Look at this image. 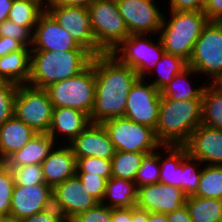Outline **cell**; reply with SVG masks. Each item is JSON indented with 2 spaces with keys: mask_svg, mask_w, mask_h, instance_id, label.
<instances>
[{
  "mask_svg": "<svg viewBox=\"0 0 222 222\" xmlns=\"http://www.w3.org/2000/svg\"><path fill=\"white\" fill-rule=\"evenodd\" d=\"M14 185L11 169L5 163H2L0 165V219H10Z\"/></svg>",
  "mask_w": 222,
  "mask_h": 222,
  "instance_id": "obj_36",
  "label": "cell"
},
{
  "mask_svg": "<svg viewBox=\"0 0 222 222\" xmlns=\"http://www.w3.org/2000/svg\"><path fill=\"white\" fill-rule=\"evenodd\" d=\"M83 186L98 201L102 202L105 196L107 179L99 175H89V173H76Z\"/></svg>",
  "mask_w": 222,
  "mask_h": 222,
  "instance_id": "obj_42",
  "label": "cell"
},
{
  "mask_svg": "<svg viewBox=\"0 0 222 222\" xmlns=\"http://www.w3.org/2000/svg\"><path fill=\"white\" fill-rule=\"evenodd\" d=\"M97 203L98 201L88 192L77 176L53 188V207L68 221L91 209Z\"/></svg>",
  "mask_w": 222,
  "mask_h": 222,
  "instance_id": "obj_16",
  "label": "cell"
},
{
  "mask_svg": "<svg viewBox=\"0 0 222 222\" xmlns=\"http://www.w3.org/2000/svg\"><path fill=\"white\" fill-rule=\"evenodd\" d=\"M85 49L45 10L32 34L31 51H62Z\"/></svg>",
  "mask_w": 222,
  "mask_h": 222,
  "instance_id": "obj_17",
  "label": "cell"
},
{
  "mask_svg": "<svg viewBox=\"0 0 222 222\" xmlns=\"http://www.w3.org/2000/svg\"><path fill=\"white\" fill-rule=\"evenodd\" d=\"M202 124V100H169L161 97L155 134L163 145L184 146Z\"/></svg>",
  "mask_w": 222,
  "mask_h": 222,
  "instance_id": "obj_3",
  "label": "cell"
},
{
  "mask_svg": "<svg viewBox=\"0 0 222 222\" xmlns=\"http://www.w3.org/2000/svg\"><path fill=\"white\" fill-rule=\"evenodd\" d=\"M137 192L138 189L134 181L111 177L107 180L102 203L112 209L135 207Z\"/></svg>",
  "mask_w": 222,
  "mask_h": 222,
  "instance_id": "obj_25",
  "label": "cell"
},
{
  "mask_svg": "<svg viewBox=\"0 0 222 222\" xmlns=\"http://www.w3.org/2000/svg\"><path fill=\"white\" fill-rule=\"evenodd\" d=\"M13 0H0V23L8 19Z\"/></svg>",
  "mask_w": 222,
  "mask_h": 222,
  "instance_id": "obj_50",
  "label": "cell"
},
{
  "mask_svg": "<svg viewBox=\"0 0 222 222\" xmlns=\"http://www.w3.org/2000/svg\"><path fill=\"white\" fill-rule=\"evenodd\" d=\"M147 153L115 151L112 157V177L134 181Z\"/></svg>",
  "mask_w": 222,
  "mask_h": 222,
  "instance_id": "obj_32",
  "label": "cell"
},
{
  "mask_svg": "<svg viewBox=\"0 0 222 222\" xmlns=\"http://www.w3.org/2000/svg\"><path fill=\"white\" fill-rule=\"evenodd\" d=\"M36 134L33 128L15 116L0 125V160L4 163L13 153L22 149Z\"/></svg>",
  "mask_w": 222,
  "mask_h": 222,
  "instance_id": "obj_22",
  "label": "cell"
},
{
  "mask_svg": "<svg viewBox=\"0 0 222 222\" xmlns=\"http://www.w3.org/2000/svg\"><path fill=\"white\" fill-rule=\"evenodd\" d=\"M184 146L188 154L202 164L222 166V130L201 124Z\"/></svg>",
  "mask_w": 222,
  "mask_h": 222,
  "instance_id": "obj_19",
  "label": "cell"
},
{
  "mask_svg": "<svg viewBox=\"0 0 222 222\" xmlns=\"http://www.w3.org/2000/svg\"><path fill=\"white\" fill-rule=\"evenodd\" d=\"M93 59L86 49L62 51H31L28 85L45 89L49 85L77 76Z\"/></svg>",
  "mask_w": 222,
  "mask_h": 222,
  "instance_id": "obj_2",
  "label": "cell"
},
{
  "mask_svg": "<svg viewBox=\"0 0 222 222\" xmlns=\"http://www.w3.org/2000/svg\"><path fill=\"white\" fill-rule=\"evenodd\" d=\"M186 206L192 222H220L222 216L220 199L190 195L187 197Z\"/></svg>",
  "mask_w": 222,
  "mask_h": 222,
  "instance_id": "obj_29",
  "label": "cell"
},
{
  "mask_svg": "<svg viewBox=\"0 0 222 222\" xmlns=\"http://www.w3.org/2000/svg\"><path fill=\"white\" fill-rule=\"evenodd\" d=\"M155 0H120L117 7L125 20L129 34H153L158 36L163 14ZM156 33V34H155Z\"/></svg>",
  "mask_w": 222,
  "mask_h": 222,
  "instance_id": "obj_13",
  "label": "cell"
},
{
  "mask_svg": "<svg viewBox=\"0 0 222 222\" xmlns=\"http://www.w3.org/2000/svg\"><path fill=\"white\" fill-rule=\"evenodd\" d=\"M112 208L102 202H98L94 207L75 216L70 222H111Z\"/></svg>",
  "mask_w": 222,
  "mask_h": 222,
  "instance_id": "obj_41",
  "label": "cell"
},
{
  "mask_svg": "<svg viewBox=\"0 0 222 222\" xmlns=\"http://www.w3.org/2000/svg\"><path fill=\"white\" fill-rule=\"evenodd\" d=\"M45 90L54 108L70 107L90 117L96 95L94 56L91 64L77 76L55 82Z\"/></svg>",
  "mask_w": 222,
  "mask_h": 222,
  "instance_id": "obj_5",
  "label": "cell"
},
{
  "mask_svg": "<svg viewBox=\"0 0 222 222\" xmlns=\"http://www.w3.org/2000/svg\"><path fill=\"white\" fill-rule=\"evenodd\" d=\"M53 207V188L46 183L29 186L14 185L10 219H22Z\"/></svg>",
  "mask_w": 222,
  "mask_h": 222,
  "instance_id": "obj_14",
  "label": "cell"
},
{
  "mask_svg": "<svg viewBox=\"0 0 222 222\" xmlns=\"http://www.w3.org/2000/svg\"><path fill=\"white\" fill-rule=\"evenodd\" d=\"M203 12L208 21L222 22V0H206Z\"/></svg>",
  "mask_w": 222,
  "mask_h": 222,
  "instance_id": "obj_45",
  "label": "cell"
},
{
  "mask_svg": "<svg viewBox=\"0 0 222 222\" xmlns=\"http://www.w3.org/2000/svg\"><path fill=\"white\" fill-rule=\"evenodd\" d=\"M19 222H68V220L55 207H51Z\"/></svg>",
  "mask_w": 222,
  "mask_h": 222,
  "instance_id": "obj_43",
  "label": "cell"
},
{
  "mask_svg": "<svg viewBox=\"0 0 222 222\" xmlns=\"http://www.w3.org/2000/svg\"><path fill=\"white\" fill-rule=\"evenodd\" d=\"M8 167L12 171L14 183L19 186H32L35 184L45 183L40 164Z\"/></svg>",
  "mask_w": 222,
  "mask_h": 222,
  "instance_id": "obj_38",
  "label": "cell"
},
{
  "mask_svg": "<svg viewBox=\"0 0 222 222\" xmlns=\"http://www.w3.org/2000/svg\"><path fill=\"white\" fill-rule=\"evenodd\" d=\"M94 72L96 95L91 123L102 124L111 118L124 117L127 97L138 74L111 53L94 56Z\"/></svg>",
  "mask_w": 222,
  "mask_h": 222,
  "instance_id": "obj_1",
  "label": "cell"
},
{
  "mask_svg": "<svg viewBox=\"0 0 222 222\" xmlns=\"http://www.w3.org/2000/svg\"><path fill=\"white\" fill-rule=\"evenodd\" d=\"M31 47L0 57V81H9L17 85L28 84L30 78Z\"/></svg>",
  "mask_w": 222,
  "mask_h": 222,
  "instance_id": "obj_24",
  "label": "cell"
},
{
  "mask_svg": "<svg viewBox=\"0 0 222 222\" xmlns=\"http://www.w3.org/2000/svg\"><path fill=\"white\" fill-rule=\"evenodd\" d=\"M169 222H192L190 212L186 204L173 212L166 214Z\"/></svg>",
  "mask_w": 222,
  "mask_h": 222,
  "instance_id": "obj_47",
  "label": "cell"
},
{
  "mask_svg": "<svg viewBox=\"0 0 222 222\" xmlns=\"http://www.w3.org/2000/svg\"><path fill=\"white\" fill-rule=\"evenodd\" d=\"M54 106L45 89L18 85L14 103V116L37 133H48Z\"/></svg>",
  "mask_w": 222,
  "mask_h": 222,
  "instance_id": "obj_10",
  "label": "cell"
},
{
  "mask_svg": "<svg viewBox=\"0 0 222 222\" xmlns=\"http://www.w3.org/2000/svg\"><path fill=\"white\" fill-rule=\"evenodd\" d=\"M134 182L137 189L160 182V152L158 150L144 156Z\"/></svg>",
  "mask_w": 222,
  "mask_h": 222,
  "instance_id": "obj_34",
  "label": "cell"
},
{
  "mask_svg": "<svg viewBox=\"0 0 222 222\" xmlns=\"http://www.w3.org/2000/svg\"><path fill=\"white\" fill-rule=\"evenodd\" d=\"M38 2H40L42 5H46L48 0H37ZM45 1V2H44Z\"/></svg>",
  "mask_w": 222,
  "mask_h": 222,
  "instance_id": "obj_54",
  "label": "cell"
},
{
  "mask_svg": "<svg viewBox=\"0 0 222 222\" xmlns=\"http://www.w3.org/2000/svg\"><path fill=\"white\" fill-rule=\"evenodd\" d=\"M202 164V172L197 191V197L222 200V166Z\"/></svg>",
  "mask_w": 222,
  "mask_h": 222,
  "instance_id": "obj_33",
  "label": "cell"
},
{
  "mask_svg": "<svg viewBox=\"0 0 222 222\" xmlns=\"http://www.w3.org/2000/svg\"><path fill=\"white\" fill-rule=\"evenodd\" d=\"M63 144L55 146L41 163L44 181L52 188L76 176V158L71 147Z\"/></svg>",
  "mask_w": 222,
  "mask_h": 222,
  "instance_id": "obj_20",
  "label": "cell"
},
{
  "mask_svg": "<svg viewBox=\"0 0 222 222\" xmlns=\"http://www.w3.org/2000/svg\"><path fill=\"white\" fill-rule=\"evenodd\" d=\"M202 124L222 130V87L219 84L209 83L203 89Z\"/></svg>",
  "mask_w": 222,
  "mask_h": 222,
  "instance_id": "obj_28",
  "label": "cell"
},
{
  "mask_svg": "<svg viewBox=\"0 0 222 222\" xmlns=\"http://www.w3.org/2000/svg\"><path fill=\"white\" fill-rule=\"evenodd\" d=\"M45 10L75 39L81 47L88 50L93 56L104 53L96 45L94 40L90 15L86 7H45Z\"/></svg>",
  "mask_w": 222,
  "mask_h": 222,
  "instance_id": "obj_12",
  "label": "cell"
},
{
  "mask_svg": "<svg viewBox=\"0 0 222 222\" xmlns=\"http://www.w3.org/2000/svg\"><path fill=\"white\" fill-rule=\"evenodd\" d=\"M44 11V5L37 0H13L8 19L26 27L33 34L38 19Z\"/></svg>",
  "mask_w": 222,
  "mask_h": 222,
  "instance_id": "obj_30",
  "label": "cell"
},
{
  "mask_svg": "<svg viewBox=\"0 0 222 222\" xmlns=\"http://www.w3.org/2000/svg\"><path fill=\"white\" fill-rule=\"evenodd\" d=\"M132 222H148V212L136 206L132 207Z\"/></svg>",
  "mask_w": 222,
  "mask_h": 222,
  "instance_id": "obj_51",
  "label": "cell"
},
{
  "mask_svg": "<svg viewBox=\"0 0 222 222\" xmlns=\"http://www.w3.org/2000/svg\"><path fill=\"white\" fill-rule=\"evenodd\" d=\"M0 222H19L11 219H0Z\"/></svg>",
  "mask_w": 222,
  "mask_h": 222,
  "instance_id": "obj_53",
  "label": "cell"
},
{
  "mask_svg": "<svg viewBox=\"0 0 222 222\" xmlns=\"http://www.w3.org/2000/svg\"><path fill=\"white\" fill-rule=\"evenodd\" d=\"M187 197L180 187L158 182L138 188L136 207L149 213L167 214L184 206Z\"/></svg>",
  "mask_w": 222,
  "mask_h": 222,
  "instance_id": "obj_15",
  "label": "cell"
},
{
  "mask_svg": "<svg viewBox=\"0 0 222 222\" xmlns=\"http://www.w3.org/2000/svg\"><path fill=\"white\" fill-rule=\"evenodd\" d=\"M187 67L188 62L183 58L165 52L150 72L154 74L156 70L158 74V77L151 81V84L160 91L164 86L170 83L177 74Z\"/></svg>",
  "mask_w": 222,
  "mask_h": 222,
  "instance_id": "obj_31",
  "label": "cell"
},
{
  "mask_svg": "<svg viewBox=\"0 0 222 222\" xmlns=\"http://www.w3.org/2000/svg\"><path fill=\"white\" fill-rule=\"evenodd\" d=\"M160 102V91L145 78H138L128 94L124 117L155 130Z\"/></svg>",
  "mask_w": 222,
  "mask_h": 222,
  "instance_id": "obj_11",
  "label": "cell"
},
{
  "mask_svg": "<svg viewBox=\"0 0 222 222\" xmlns=\"http://www.w3.org/2000/svg\"><path fill=\"white\" fill-rule=\"evenodd\" d=\"M87 9L96 45L104 53H112L130 35L116 1L93 0Z\"/></svg>",
  "mask_w": 222,
  "mask_h": 222,
  "instance_id": "obj_6",
  "label": "cell"
},
{
  "mask_svg": "<svg viewBox=\"0 0 222 222\" xmlns=\"http://www.w3.org/2000/svg\"><path fill=\"white\" fill-rule=\"evenodd\" d=\"M206 0H169L170 11H203Z\"/></svg>",
  "mask_w": 222,
  "mask_h": 222,
  "instance_id": "obj_44",
  "label": "cell"
},
{
  "mask_svg": "<svg viewBox=\"0 0 222 222\" xmlns=\"http://www.w3.org/2000/svg\"><path fill=\"white\" fill-rule=\"evenodd\" d=\"M167 153L165 157L160 153V182L181 188V172L183 158L188 154L185 146H162ZM162 162V163H161Z\"/></svg>",
  "mask_w": 222,
  "mask_h": 222,
  "instance_id": "obj_26",
  "label": "cell"
},
{
  "mask_svg": "<svg viewBox=\"0 0 222 222\" xmlns=\"http://www.w3.org/2000/svg\"><path fill=\"white\" fill-rule=\"evenodd\" d=\"M198 74L193 68L187 67L177 74L170 83L160 90L161 97L169 100H202V93L205 85L194 87L188 81L190 75ZM194 87V88H193Z\"/></svg>",
  "mask_w": 222,
  "mask_h": 222,
  "instance_id": "obj_27",
  "label": "cell"
},
{
  "mask_svg": "<svg viewBox=\"0 0 222 222\" xmlns=\"http://www.w3.org/2000/svg\"><path fill=\"white\" fill-rule=\"evenodd\" d=\"M146 36H150V34H130L111 53L122 64L132 68L139 78L150 75L156 63L165 53L160 37L157 38L156 45L154 39L151 40L149 37L147 39Z\"/></svg>",
  "mask_w": 222,
  "mask_h": 222,
  "instance_id": "obj_9",
  "label": "cell"
},
{
  "mask_svg": "<svg viewBox=\"0 0 222 222\" xmlns=\"http://www.w3.org/2000/svg\"><path fill=\"white\" fill-rule=\"evenodd\" d=\"M75 158L98 157L111 160L115 147L101 123H91L70 144Z\"/></svg>",
  "mask_w": 222,
  "mask_h": 222,
  "instance_id": "obj_18",
  "label": "cell"
},
{
  "mask_svg": "<svg viewBox=\"0 0 222 222\" xmlns=\"http://www.w3.org/2000/svg\"><path fill=\"white\" fill-rule=\"evenodd\" d=\"M56 141L47 133L36 134L22 149L13 153L4 163L7 166L40 164L54 149Z\"/></svg>",
  "mask_w": 222,
  "mask_h": 222,
  "instance_id": "obj_23",
  "label": "cell"
},
{
  "mask_svg": "<svg viewBox=\"0 0 222 222\" xmlns=\"http://www.w3.org/2000/svg\"><path fill=\"white\" fill-rule=\"evenodd\" d=\"M170 19L163 16L159 37L164 50L189 61L195 42L209 22L203 11H170Z\"/></svg>",
  "mask_w": 222,
  "mask_h": 222,
  "instance_id": "obj_4",
  "label": "cell"
},
{
  "mask_svg": "<svg viewBox=\"0 0 222 222\" xmlns=\"http://www.w3.org/2000/svg\"><path fill=\"white\" fill-rule=\"evenodd\" d=\"M188 67L206 74L218 84L222 80V22L209 21L195 42ZM213 77V78H212Z\"/></svg>",
  "mask_w": 222,
  "mask_h": 222,
  "instance_id": "obj_7",
  "label": "cell"
},
{
  "mask_svg": "<svg viewBox=\"0 0 222 222\" xmlns=\"http://www.w3.org/2000/svg\"><path fill=\"white\" fill-rule=\"evenodd\" d=\"M24 45L10 37H0V57L6 56L11 52L21 50Z\"/></svg>",
  "mask_w": 222,
  "mask_h": 222,
  "instance_id": "obj_46",
  "label": "cell"
},
{
  "mask_svg": "<svg viewBox=\"0 0 222 222\" xmlns=\"http://www.w3.org/2000/svg\"><path fill=\"white\" fill-rule=\"evenodd\" d=\"M76 173L97 174L108 180L112 177V161L98 157L76 158Z\"/></svg>",
  "mask_w": 222,
  "mask_h": 222,
  "instance_id": "obj_37",
  "label": "cell"
},
{
  "mask_svg": "<svg viewBox=\"0 0 222 222\" xmlns=\"http://www.w3.org/2000/svg\"><path fill=\"white\" fill-rule=\"evenodd\" d=\"M17 90V84L9 81H0V125L14 116Z\"/></svg>",
  "mask_w": 222,
  "mask_h": 222,
  "instance_id": "obj_39",
  "label": "cell"
},
{
  "mask_svg": "<svg viewBox=\"0 0 222 222\" xmlns=\"http://www.w3.org/2000/svg\"><path fill=\"white\" fill-rule=\"evenodd\" d=\"M148 222H169V220L166 214L148 212Z\"/></svg>",
  "mask_w": 222,
  "mask_h": 222,
  "instance_id": "obj_52",
  "label": "cell"
},
{
  "mask_svg": "<svg viewBox=\"0 0 222 222\" xmlns=\"http://www.w3.org/2000/svg\"><path fill=\"white\" fill-rule=\"evenodd\" d=\"M0 37H10L20 41L25 47L32 45V33L26 28L6 19L0 23Z\"/></svg>",
  "mask_w": 222,
  "mask_h": 222,
  "instance_id": "obj_40",
  "label": "cell"
},
{
  "mask_svg": "<svg viewBox=\"0 0 222 222\" xmlns=\"http://www.w3.org/2000/svg\"><path fill=\"white\" fill-rule=\"evenodd\" d=\"M90 124V117L80 110L70 107L54 108L51 126L47 134L56 140V138L60 139L58 135L62 133V136H66L64 140L67 139L66 143L69 145Z\"/></svg>",
  "mask_w": 222,
  "mask_h": 222,
  "instance_id": "obj_21",
  "label": "cell"
},
{
  "mask_svg": "<svg viewBox=\"0 0 222 222\" xmlns=\"http://www.w3.org/2000/svg\"><path fill=\"white\" fill-rule=\"evenodd\" d=\"M106 128L116 151L152 153L162 150L155 130L129 120L126 117H115L105 120Z\"/></svg>",
  "mask_w": 222,
  "mask_h": 222,
  "instance_id": "obj_8",
  "label": "cell"
},
{
  "mask_svg": "<svg viewBox=\"0 0 222 222\" xmlns=\"http://www.w3.org/2000/svg\"><path fill=\"white\" fill-rule=\"evenodd\" d=\"M218 84L222 87V80Z\"/></svg>",
  "mask_w": 222,
  "mask_h": 222,
  "instance_id": "obj_55",
  "label": "cell"
},
{
  "mask_svg": "<svg viewBox=\"0 0 222 222\" xmlns=\"http://www.w3.org/2000/svg\"><path fill=\"white\" fill-rule=\"evenodd\" d=\"M111 222H132V207L112 209Z\"/></svg>",
  "mask_w": 222,
  "mask_h": 222,
  "instance_id": "obj_49",
  "label": "cell"
},
{
  "mask_svg": "<svg viewBox=\"0 0 222 222\" xmlns=\"http://www.w3.org/2000/svg\"><path fill=\"white\" fill-rule=\"evenodd\" d=\"M200 164H202L200 160L192 158L189 154H187L183 158V171L181 172V189L188 196L193 195L197 191L202 172Z\"/></svg>",
  "mask_w": 222,
  "mask_h": 222,
  "instance_id": "obj_35",
  "label": "cell"
},
{
  "mask_svg": "<svg viewBox=\"0 0 222 222\" xmlns=\"http://www.w3.org/2000/svg\"><path fill=\"white\" fill-rule=\"evenodd\" d=\"M93 0H48L44 7L80 6L88 8Z\"/></svg>",
  "mask_w": 222,
  "mask_h": 222,
  "instance_id": "obj_48",
  "label": "cell"
}]
</instances>
